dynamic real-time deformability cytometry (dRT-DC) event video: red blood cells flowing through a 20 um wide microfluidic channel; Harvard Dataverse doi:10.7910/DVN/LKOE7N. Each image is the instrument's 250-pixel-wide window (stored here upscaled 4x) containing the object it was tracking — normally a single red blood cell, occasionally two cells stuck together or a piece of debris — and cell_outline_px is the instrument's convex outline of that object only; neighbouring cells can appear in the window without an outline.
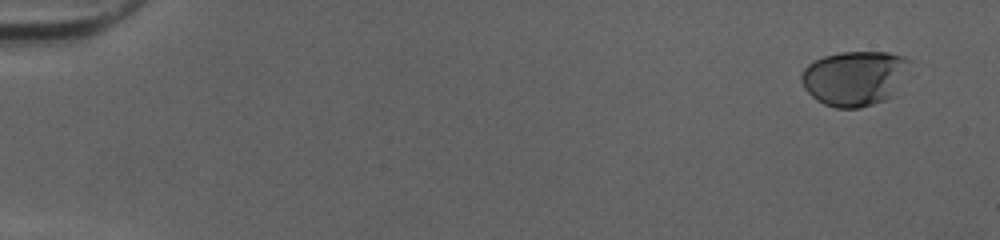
{"species": "human", "species_latin": "Homo sapiens", "temperature_condition": "cold", "stored_images_in_passage": 50, "camera_frame_rate_fps": 3000, "um_per_image_px": 0.085, "donor": {"sex": "female"}, "frame": {"image": 1, "passage_image": 1, "time_ms": 0.0, "image_size_px": [1000, 240], "cell_outline_px": [[912, 60], [896, 96], [860, 108], [836, 108], [824, 104], [816, 100], [804, 88], [800, 80], [800, 76], [804, 68], [812, 60], [824, 56], [840, 52], [888, 52], [904, 56]], "centroid_in_image_um": [72.66, 6.64], "position_along_channel_um": 12.3, "area_um2": 35.26}}
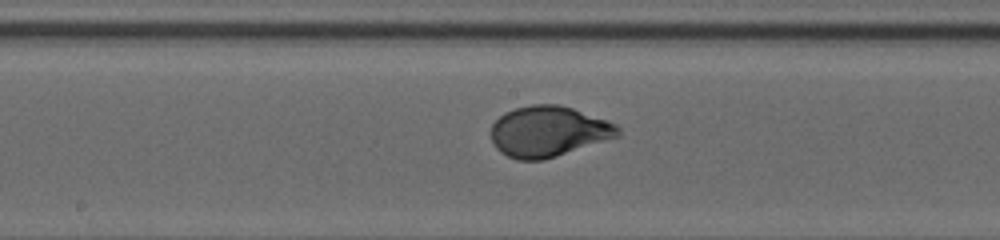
{"frame": {"image": 2, "passage_image": 27, "time_ms": 8.667, "image_size_px": [1000, 240], "cell_outline_px": [[620, 136], [544, 160], [516, 160], [500, 152], [496, 148], [492, 140], [492, 124], [504, 112], [516, 108], [532, 104], [556, 104], [572, 108], [616, 124], [620, 128]], "centroid_in_image_um": [46.61, 11.18], "position_along_channel_um": 201.6, "area_um2": 37.34}}
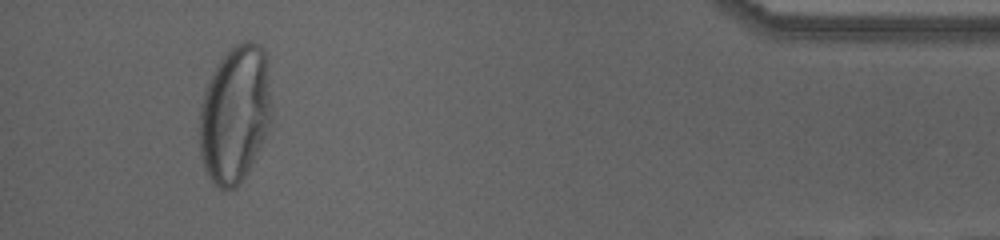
{"frame": {"image": 3, "passage_image": 47, "time_ms": 15.333, "image_size_px": [1000, 240], "cell_outline_px": [[268, 124], [264, 136], [248, 172], [236, 188], [220, 188], [208, 176], [204, 168], [200, 152], [200, 104], [204, 88], [220, 60], [236, 44], [244, 40], [252, 40], [260, 44], [264, 52], [268, 68]], "centroid_in_image_um": [19.92, 9.69], "position_along_channel_um": 415.3, "area_um2": 56.64}, "authors_computed_cell_mechanics": {"area_um2": 36.5585, "velocity_mm_per_s": 4.0393, "shape_relaxation_time_tau1_ms": 4.0263, "shape_relaxation_time_tau2_ms": null, "deformation_change_tau1": 0.1952, "deformation_change_tau2": null}}